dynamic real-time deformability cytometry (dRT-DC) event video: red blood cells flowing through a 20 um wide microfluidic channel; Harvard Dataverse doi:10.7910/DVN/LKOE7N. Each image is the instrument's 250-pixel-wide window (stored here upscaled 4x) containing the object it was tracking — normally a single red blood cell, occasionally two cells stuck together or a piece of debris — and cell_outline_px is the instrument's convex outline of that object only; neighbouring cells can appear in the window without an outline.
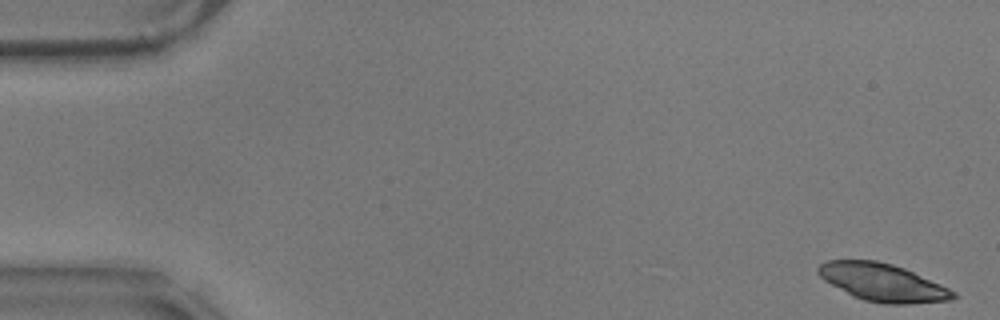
{"species": "common noctule bat (a hibernating species)", "species_latin": "Nyctalus noctula", "temperature_condition": "warm", "stored_images_in_passage": 56, "camera_frame_rate_fps": 3000, "um_per_image_px": 0.085, "animal": {"sex": "male", "body_mass_g": 17.9}, "frame": {"image": 1, "passage_image": 1, "time_ms": 0.0, "image_size_px": [1000, 320], "cell_outline_px": [[956, 296], [948, 300], [912, 304], [884, 304], [864, 300], [824, 280], [816, 272], [816, 268], [820, 264], [828, 260], [876, 260], [892, 264], [904, 268], [940, 284], [956, 292]], "centroid_in_image_um": [75.02, 24.0], "position_along_channel_um": 10.0, "area_um2": 29.25}}